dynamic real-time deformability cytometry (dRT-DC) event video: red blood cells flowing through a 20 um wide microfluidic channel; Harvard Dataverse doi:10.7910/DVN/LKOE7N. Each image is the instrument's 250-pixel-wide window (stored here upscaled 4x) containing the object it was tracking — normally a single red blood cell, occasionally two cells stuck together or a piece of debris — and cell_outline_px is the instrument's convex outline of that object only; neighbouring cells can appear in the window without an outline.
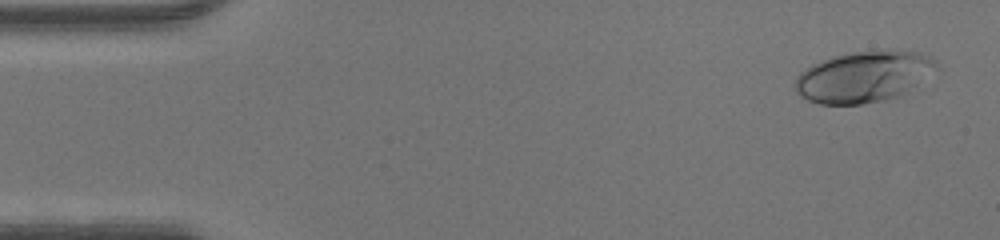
{"species": "human", "species_latin": "Homo sapiens", "temperature_condition": "warm", "stored_images_in_passage": 47, "camera_frame_rate_fps": 3000, "um_per_image_px": 0.085, "donor": {"sex": "male"}, "frame": {"image": 1, "passage_image": 2, "time_ms": 0.333, "image_size_px": [1000, 240], "cell_outline_px": [[940, 68], [896, 96], [884, 100], [860, 104], [820, 104], [808, 100], [800, 96], [796, 92], [796, 76], [800, 72], [812, 64], [832, 56], [852, 52], [892, 48], [916, 52], [928, 56], [936, 60]], "centroid_in_image_um": [73.4, 6.48], "position_along_channel_um": 11.6, "area_um2": 42.02}}
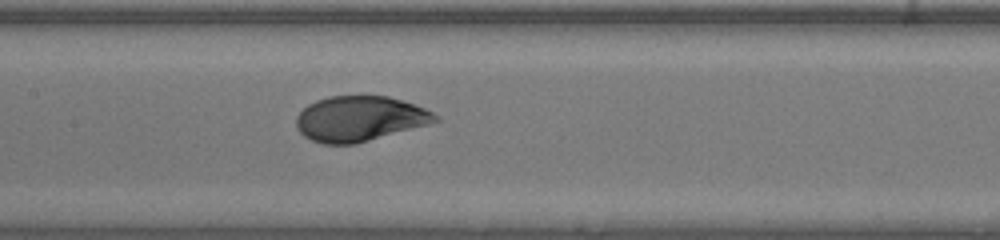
{"frame": {"image": 2, "passage_image": 22, "time_ms": 7.0, "image_size_px": [1000, 240], "cell_outline_px": [[440, 120], [428, 124], [356, 144], [320, 144], [304, 136], [300, 132], [296, 124], [296, 116], [308, 104], [316, 100], [328, 96], [388, 96], [424, 108], [440, 116]], "centroid_in_image_um": [30.55, 10.09], "position_along_channel_um": 176.9, "area_um2": 36.47}}
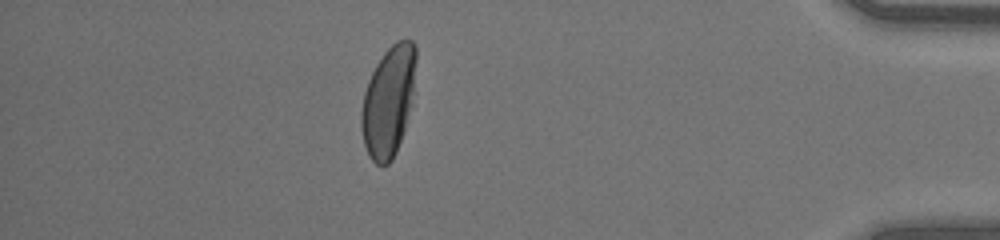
{"frame": {"image": 3, "passage_image": 41, "time_ms": 13.333, "image_size_px": [1000, 240], "cell_outline_px": [[416, 60], [412, 104], [404, 132], [396, 152], [392, 160], [388, 164], [376, 164], [368, 156], [364, 144], [360, 124], [360, 112], [364, 92], [368, 80], [376, 64], [384, 52], [396, 40], [412, 40], [416, 48]], "centroid_in_image_um": [33.01, 8.61], "position_along_channel_um": 402.2, "area_um2": 35.43}}